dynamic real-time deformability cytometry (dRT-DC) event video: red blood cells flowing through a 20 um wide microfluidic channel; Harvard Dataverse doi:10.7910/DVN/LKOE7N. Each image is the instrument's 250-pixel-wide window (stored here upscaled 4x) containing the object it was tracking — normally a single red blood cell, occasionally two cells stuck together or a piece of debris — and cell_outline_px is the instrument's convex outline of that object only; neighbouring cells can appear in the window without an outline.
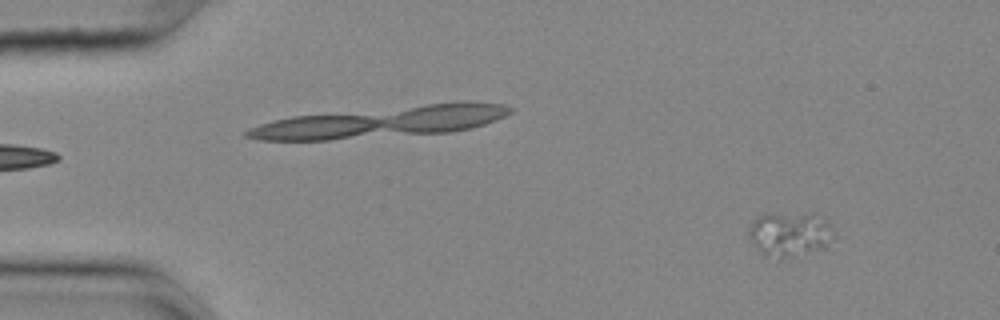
{"species": "common noctule bat (a hibernating species)", "species_latin": "Nyctalus noctula", "temperature_condition": "cold", "stored_images_in_passage": 58, "camera_frame_rate_fps": 3000, "um_per_image_px": 0.085, "animal": {"sex": "female", "body_mass_g": 25.1}, "frame": {"image": 1, "passage_image": 6, "time_ms": 1.667, "image_size_px": [1000, 320], "cell_outline_px": [[836, 240], [824, 248], [808, 252], [784, 256], [764, 256], [756, 248], [748, 236], [748, 232], [752, 220], [764, 212], [816, 212], [828, 224], [836, 236]], "centroid_in_image_um": [67.14, 19.82], "position_along_channel_um": 17.9, "area_um2": 22.54}}
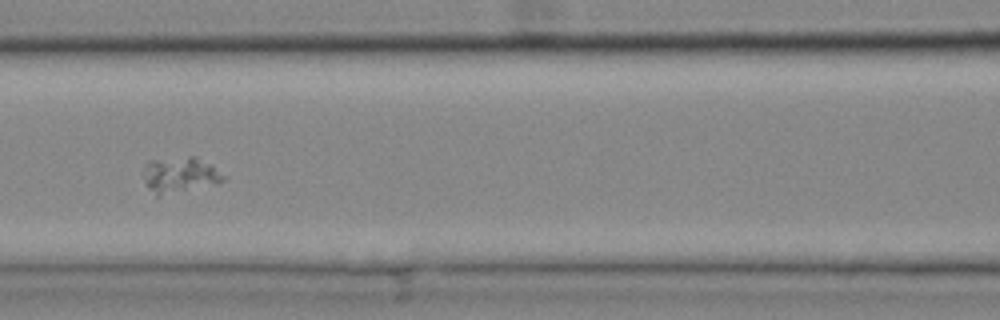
{"frame": {"image": 2, "passage_image": 26, "time_ms": 8.333, "image_size_px": [1000, 320], "cell_outline_px": [[224, 180], [216, 184], [156, 196], [144, 180], [144, 168], [148, 160], [188, 156], [196, 156], [212, 164], [224, 176]], "centroid_in_image_um": [15.3, 14.83], "position_along_channel_um": 151.3, "area_um2": 16.53}}
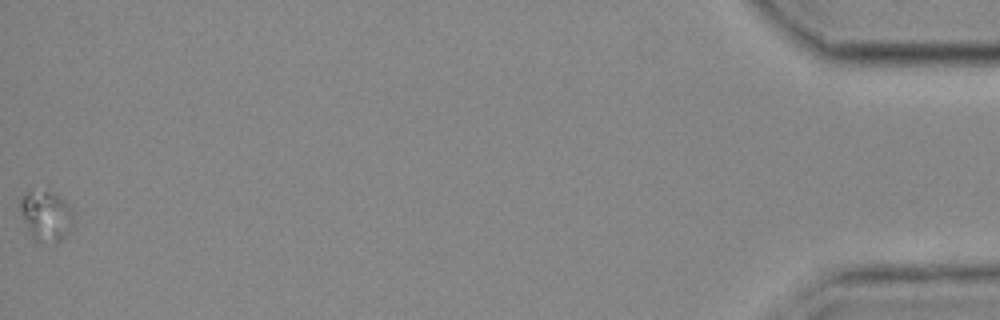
{"frame": {"image": 3, "passage_image": 58, "time_ms": 19.0, "image_size_px": [1000, 320], "cell_outline_px": [[72, 220], [64, 236], [56, 244], [32, 240], [20, 208], [20, 200], [28, 192], [52, 192], [64, 200], [72, 212]], "centroid_in_image_um": [3.89, 18.38], "position_along_channel_um": 431.3, "area_um2": 14.91}}